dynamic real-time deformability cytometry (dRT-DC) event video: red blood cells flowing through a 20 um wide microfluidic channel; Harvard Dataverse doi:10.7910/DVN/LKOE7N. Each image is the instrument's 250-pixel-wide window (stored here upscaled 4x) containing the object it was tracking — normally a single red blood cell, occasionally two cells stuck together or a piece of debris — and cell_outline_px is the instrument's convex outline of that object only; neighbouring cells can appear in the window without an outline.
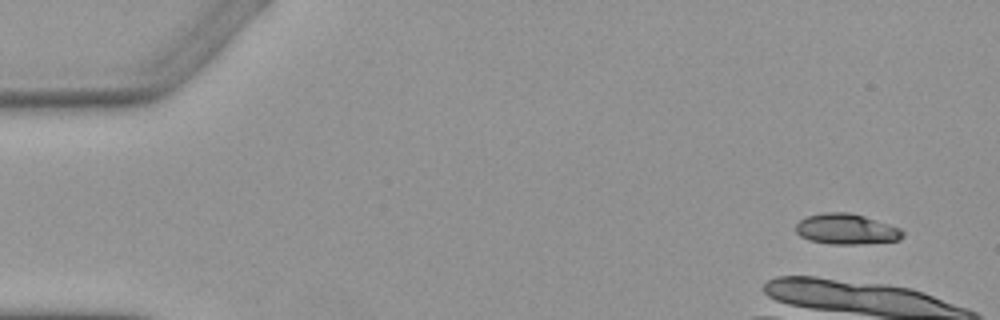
{"species": "Egyptian fruit bat (a non-hibernating species)", "species_latin": "Rousettus aegyptiacus", "temperature_condition": "warm", "stored_images_in_passage": 4, "camera_frame_rate_fps": 3000, "um_per_image_px": 0.085, "animal": {"sex": "female"}, "frame": {"image": 1, "passage_image": 1, "time_ms": 0.0, "image_size_px": [1000, 320], "cell_outline_px": [[904, 236], [900, 240], [860, 244], [832, 244], [808, 240], [800, 236], [796, 232], [796, 224], [800, 220], [808, 216], [824, 212], [848, 212], [864, 216], [900, 228], [904, 232]], "centroid_in_image_um": [71.94, 19.48], "position_along_channel_um": 13.1, "area_um2": 19.02}}